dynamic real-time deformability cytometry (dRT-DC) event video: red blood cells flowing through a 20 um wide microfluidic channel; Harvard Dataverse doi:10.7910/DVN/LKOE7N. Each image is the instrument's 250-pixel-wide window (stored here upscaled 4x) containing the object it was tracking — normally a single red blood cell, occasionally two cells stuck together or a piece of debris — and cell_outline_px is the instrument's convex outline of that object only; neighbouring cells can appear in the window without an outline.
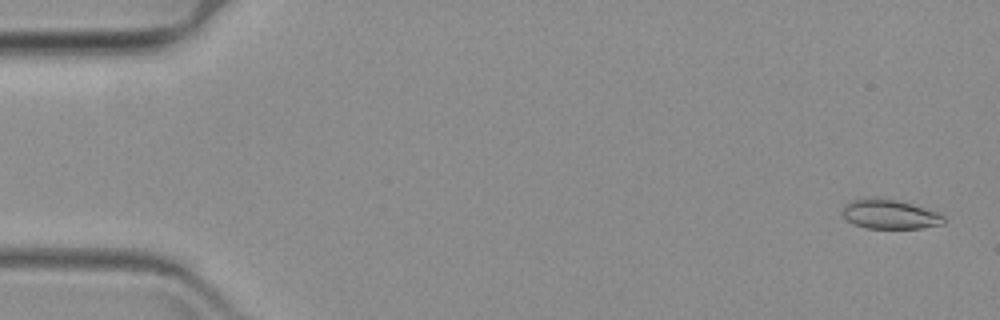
{"species": "common noctule bat (a hibernating species)", "species_latin": "Nyctalus noctula", "temperature_condition": "warm", "stored_images_in_passage": 64, "camera_frame_rate_fps": 3000, "um_per_image_px": 0.085, "animal": {"sex": "female", "body_mass_g": 19.3, "forearm_length_mm": 54.1}, "frame": {"image": 1, "passage_image": 3, "time_ms": 0.667, "image_size_px": [1000, 320], "cell_outline_px": [[944, 224], [924, 228], [864, 228], [852, 224], [840, 212], [844, 204], [852, 200], [876, 196], [896, 200], [912, 204], [936, 212], [944, 216]], "centroid_in_image_um": [75.58, 18.2], "position_along_channel_um": 9.4, "area_um2": 17.57}}
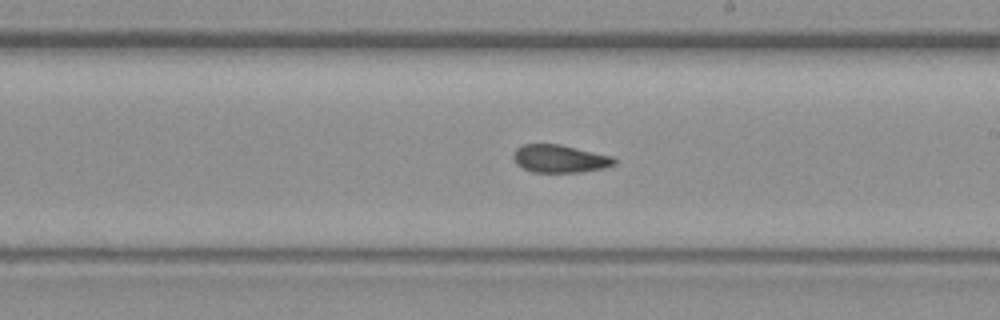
{"frame": {"image": 2, "passage_image": 37, "time_ms": 12.0, "image_size_px": [1000, 320], "cell_outline_px": [[616, 164], [604, 168], [580, 172], [532, 172], [516, 164], [512, 156], [516, 148], [524, 144], [560, 144], [612, 156], [616, 160]], "centroid_in_image_um": [47.57, 13.49], "position_along_channel_um": 241.4, "area_um2": 16.36}}
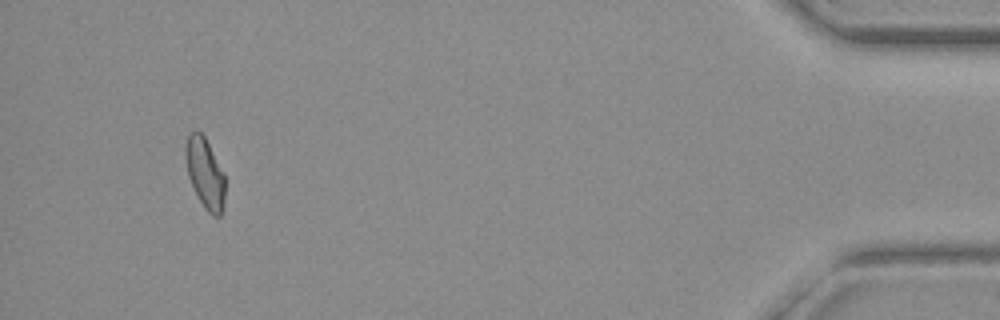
{"frame": {"image": 3, "passage_image": 60, "time_ms": 19.667, "image_size_px": [1000, 320], "cell_outline_px": [[224, 204], [220, 216], [212, 216], [204, 208], [188, 176], [184, 152], [184, 148], [188, 136], [196, 128], [204, 136], [224, 172]], "centroid_in_image_um": [17.42, 14.7], "position_along_channel_um": 417.8, "area_um2": 16.13}}